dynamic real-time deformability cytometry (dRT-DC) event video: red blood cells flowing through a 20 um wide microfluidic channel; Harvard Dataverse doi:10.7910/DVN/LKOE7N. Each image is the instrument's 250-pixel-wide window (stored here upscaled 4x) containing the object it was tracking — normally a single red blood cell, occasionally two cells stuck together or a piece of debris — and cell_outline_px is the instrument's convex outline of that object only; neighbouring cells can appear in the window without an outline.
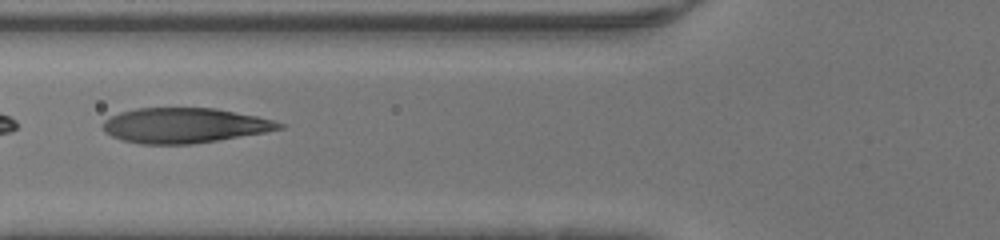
{"species": "human", "species_latin": "Homo sapiens", "temperature_condition": "warm", "stored_images_in_passage": 35, "camera_frame_rate_fps": 3000, "um_per_image_px": 0.085, "donor": {"sex": "male"}, "frame": {"image": 1, "passage_image": 6, "time_ms": 1.667, "image_size_px": [1000, 240], "cell_outline_px": [[284, 128], [264, 132], [192, 144], [140, 144], [124, 140], [112, 136], [104, 132], [104, 120], [120, 112], [136, 108], [216, 108], [256, 116], [272, 120], [284, 124]], "centroid_in_image_um": [15.66, 10.66], "position_along_channel_um": 110.1, "area_um2": 35.66}}
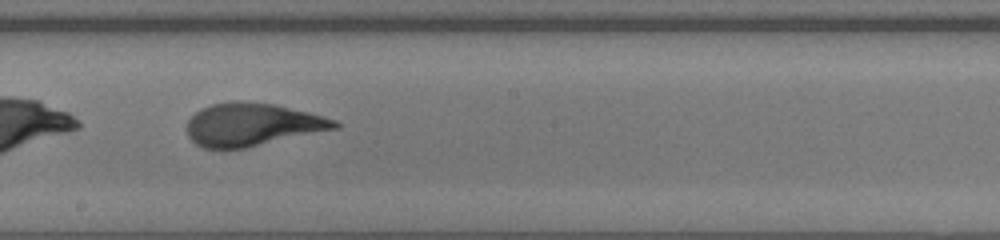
{"frame": {"image": 2, "passage_image": 14, "time_ms": 4.333, "image_size_px": [1000, 240], "cell_outline_px": [[340, 128], [244, 148], [200, 148], [188, 136], [188, 120], [200, 108], [212, 104], [232, 100], [240, 100], [276, 104], [324, 116], [336, 120], [340, 124]], "centroid_in_image_um": [21.45, 10.57], "position_along_channel_um": 226.7, "area_um2": 37.05}}
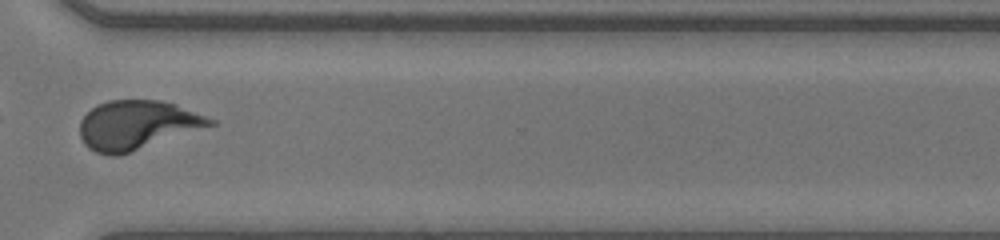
{"frame": {"image": 3, "passage_image": 23, "time_ms": 7.333, "image_size_px": [1000, 240], "cell_outline_px": [[216, 124], [116, 156], [108, 156], [96, 152], [88, 148], [84, 144], [80, 136], [80, 120], [96, 104], [108, 100], [160, 100], [176, 104], [216, 120]], "centroid_in_image_um": [11.62, 10.61], "position_along_channel_um": 359.0, "area_um2": 36.93}}